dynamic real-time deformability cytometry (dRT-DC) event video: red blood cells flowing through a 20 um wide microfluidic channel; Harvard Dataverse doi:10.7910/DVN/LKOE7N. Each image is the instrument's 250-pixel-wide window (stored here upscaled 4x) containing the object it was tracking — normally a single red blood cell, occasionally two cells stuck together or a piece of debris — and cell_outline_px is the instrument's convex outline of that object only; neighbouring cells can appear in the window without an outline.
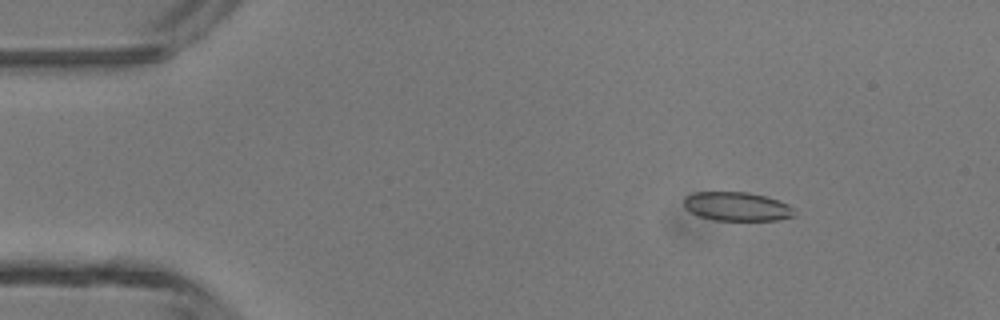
{"species": "common noctule bat (a hibernating species)", "species_latin": "Nyctalus noctula", "temperature_condition": "room temperature", "stored_images_in_passage": 47, "camera_frame_rate_fps": 3000, "um_per_image_px": 0.085, "animal": {"sex": "male", "body_mass_g": 13.3}, "frame": {"image": 1, "passage_image": 7, "time_ms": 2.0, "image_size_px": [1000, 320], "cell_outline_px": [[796, 216], [780, 220], [712, 220], [700, 216], [684, 208], [684, 196], [696, 192], [748, 192], [764, 196], [788, 204], [792, 208]], "centroid_in_image_um": [62.63, 17.55], "position_along_channel_um": 22.4, "area_um2": 18.55}}
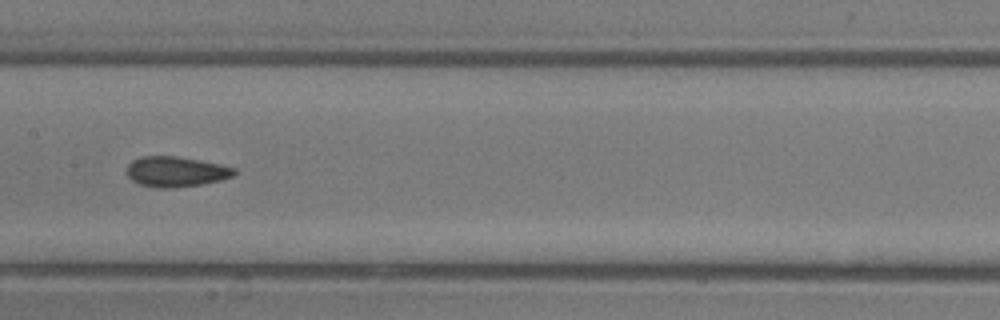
{"frame": {"image": 2, "passage_image": 24, "time_ms": 7.667, "image_size_px": [1000, 320], "cell_outline_px": [[236, 172], [232, 176], [220, 180], [200, 184], [168, 188], [156, 188], [140, 184], [132, 180], [128, 176], [128, 164], [132, 160], [140, 156], [176, 156], [200, 160], [220, 164], [236, 168]], "centroid_in_image_um": [14.94, 14.58], "position_along_channel_um": 192.5, "area_um2": 18.84}}
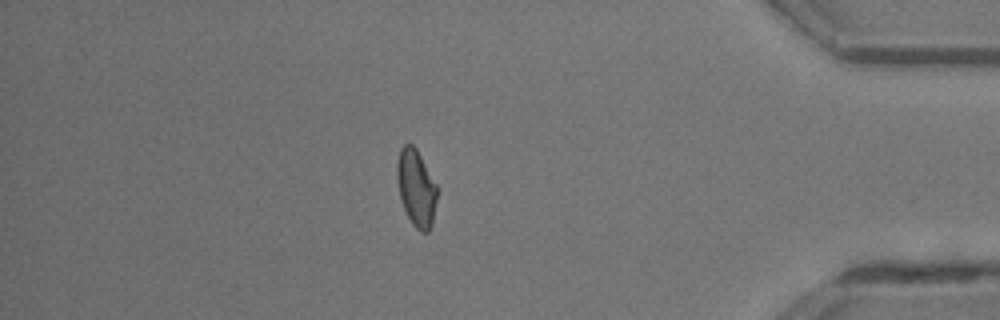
{"frame": {"image": 3, "passage_image": 41, "time_ms": 13.333, "image_size_px": [1000, 320], "cell_outline_px": [[440, 188], [432, 224], [428, 232], [420, 232], [412, 224], [404, 208], [400, 196], [396, 176], [396, 164], [400, 148], [404, 144], [412, 144], [416, 148]], "centroid_in_image_um": [35.41, 15.96], "position_along_channel_um": 399.8, "area_um2": 18.38}, "authors_computed_cell_mechanics": {"area_um2": 18.785, "velocity_mm_per_s": 4.3717, "shape_relaxation_time_tau1_ms": null, "shape_relaxation_time_tau2_ms": 1.5216, "deformation_change_tau1": null, "deformation_change_tau2": 0.0754}}